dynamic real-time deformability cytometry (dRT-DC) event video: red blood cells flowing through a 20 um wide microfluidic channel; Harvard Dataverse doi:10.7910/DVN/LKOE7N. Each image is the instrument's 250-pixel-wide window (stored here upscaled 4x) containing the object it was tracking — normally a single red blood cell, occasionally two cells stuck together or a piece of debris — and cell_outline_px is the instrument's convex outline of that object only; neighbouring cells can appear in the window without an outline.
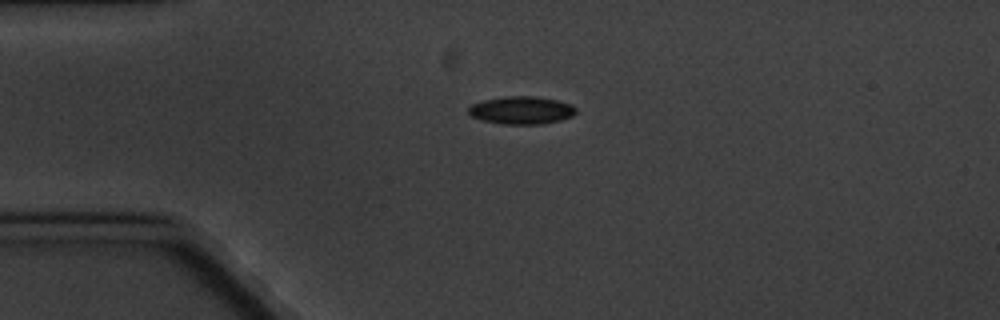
{"species": "common noctule bat (a hibernating species)", "species_latin": "Nyctalus noctula", "temperature_condition": "cold", "stored_images_in_passage": 3, "camera_frame_rate_fps": 3000, "um_per_image_px": 0.085, "animal": {"sex": "male", "body_mass_g": 20.1, "forearm_length_mm": 53.5}, "frame": {"image": 1, "passage_image": 1, "time_ms": 0.0, "image_size_px": [1000, 320], "cell_outline_px": [[576, 112], [572, 116], [560, 120], [540, 124], [500, 124], [480, 120], [472, 116], [468, 112], [468, 108], [472, 104], [484, 100], [504, 96], [536, 96], [560, 100], [572, 104], [576, 108]], "centroid_in_image_um": [44.33, 9.36], "position_along_channel_um": 40.7, "area_um2": 17.57}}